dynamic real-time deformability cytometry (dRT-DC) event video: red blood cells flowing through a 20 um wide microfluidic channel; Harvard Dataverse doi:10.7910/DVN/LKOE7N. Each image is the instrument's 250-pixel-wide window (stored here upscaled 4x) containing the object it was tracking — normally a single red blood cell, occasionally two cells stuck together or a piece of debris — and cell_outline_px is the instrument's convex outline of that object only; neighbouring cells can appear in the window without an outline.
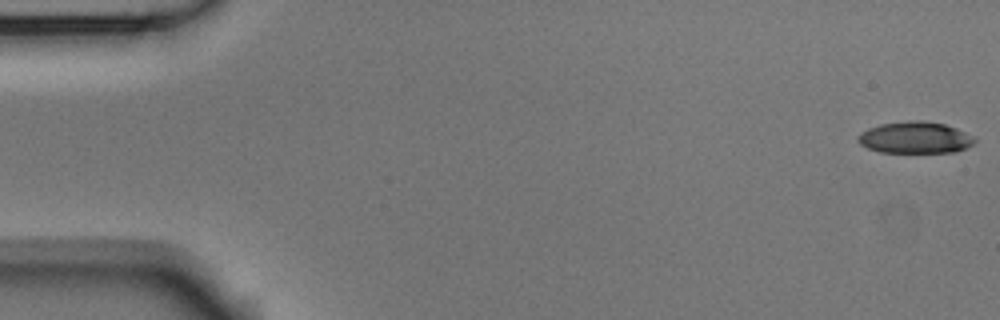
{"species": "Egyptian fruit bat (a non-hibernating species)", "species_latin": "Rousettus aegyptiacus", "temperature_condition": "room temperature", "stored_images_in_passage": 56, "segment_of_instrument_passage": [1, 2], "camera_frame_rate_fps": 3000, "um_per_image_px": 0.085, "animal": {"sex": "male"}, "frame": {"image": 1, "passage_image": 1, "time_ms": 0.0, "image_size_px": [1000, 320], "cell_outline_px": [[976, 140], [972, 144], [956, 152], [880, 152], [868, 148], [860, 144], [856, 140], [856, 136], [860, 132], [868, 128], [880, 124], [908, 120], [924, 120], [944, 124], [956, 128], [976, 136]], "centroid_in_image_um": [77.77, 11.68], "position_along_channel_um": 7.2, "area_um2": 21.73}}
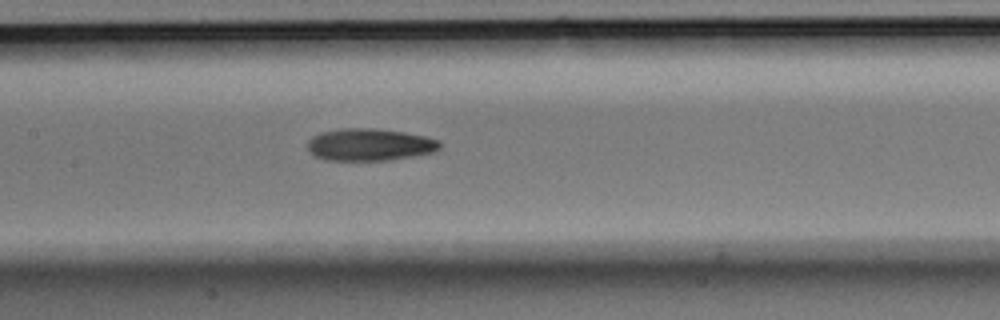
{"frame": {"image": 2, "passage_image": 26, "time_ms": 8.333, "image_size_px": [1000, 320], "cell_outline_px": [[440, 148], [432, 152], [416, 156], [388, 160], [324, 160], [308, 152], [308, 140], [312, 136], [320, 132], [340, 128], [376, 128], [404, 132], [424, 136], [440, 140]], "centroid_in_image_um": [31.4, 12.29], "position_along_channel_um": 176.0, "area_um2": 25.03}}
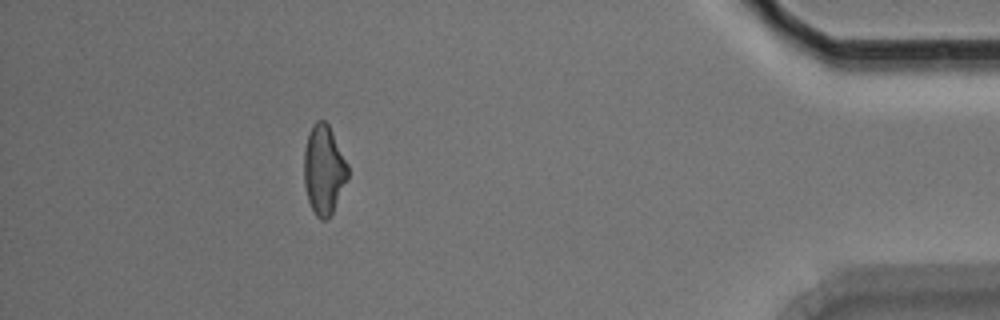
{"frame": {"image": 3, "passage_image": 49, "time_ms": 16.0, "image_size_px": [1000, 320], "cell_outline_px": [[348, 176], [332, 212], [328, 220], [320, 220], [316, 216], [308, 200], [304, 184], [304, 148], [312, 124], [316, 120], [324, 120], [328, 124], [348, 164]], "centroid_in_image_um": [27.51, 14.42], "position_along_channel_um": 407.7, "area_um2": 22.6}}